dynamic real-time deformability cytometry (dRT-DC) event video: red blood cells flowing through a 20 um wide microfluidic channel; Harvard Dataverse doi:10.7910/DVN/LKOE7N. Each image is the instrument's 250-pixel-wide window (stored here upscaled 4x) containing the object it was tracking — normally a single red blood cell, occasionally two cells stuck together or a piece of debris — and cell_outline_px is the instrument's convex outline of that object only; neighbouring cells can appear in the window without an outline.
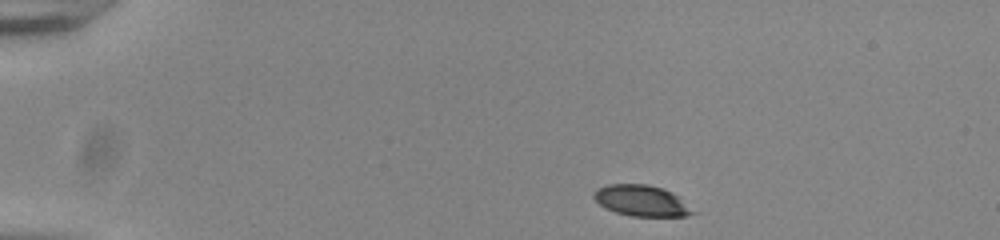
{"species": "common noctule bat (a hibernating species)", "species_latin": "Nyctalus noctula", "temperature_condition": "room temperature", "stored_images_in_passage": 45, "camera_frame_rate_fps": 3000, "um_per_image_px": 0.085, "animal": {"sex": "male", "body_mass_g": 20.0, "forearm_length_mm": 53.3}, "frame": {"image": 1, "passage_image": 1, "time_ms": 0.0, "image_size_px": [1000, 240], "cell_outline_px": [[696, 212], [688, 216], [632, 216], [616, 212], [600, 204], [592, 196], [600, 188], [608, 184], [648, 184], [672, 192], [680, 196]], "centroid_in_image_um": [54.59, 17.06], "position_along_channel_um": 30.4, "area_um2": 17.69}}
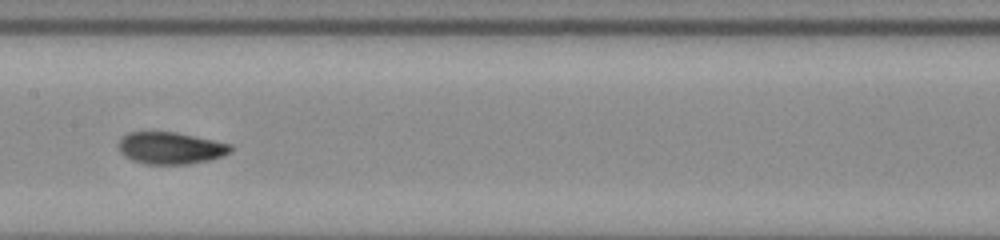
{"frame": {"image": 2, "passage_image": 20, "time_ms": 6.333, "image_size_px": [1000, 240], "cell_outline_px": [[232, 152], [224, 156], [208, 160], [188, 164], [144, 164], [132, 160], [124, 156], [120, 152], [120, 136], [128, 132], [176, 132], [232, 144]], "centroid_in_image_um": [14.51, 12.58], "position_along_channel_um": 192.9, "area_um2": 20.98}}
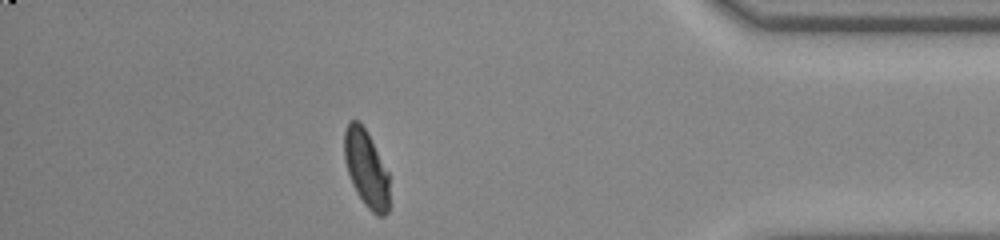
{"frame": {"image": 3, "passage_image": 39, "time_ms": 12.667, "image_size_px": [1000, 240], "cell_outline_px": [[388, 212], [384, 216], [376, 216], [364, 204], [356, 192], [352, 184], [344, 160], [344, 132], [348, 120], [356, 120], [364, 128], [388, 172]], "centroid_in_image_um": [31.1, 14.36], "position_along_channel_um": 404.1, "area_um2": 19.94}, "authors_computed_cell_mechanics": {"area_um2": 20.808, "velocity_mm_per_s": 3.8419, "shape_relaxation_time_tau1_ms": 4.1745, "shape_relaxation_time_tau2_ms": 0.8869, "deformation_change_tau1": 0.1558, "deformation_change_tau2": 0.0496}}